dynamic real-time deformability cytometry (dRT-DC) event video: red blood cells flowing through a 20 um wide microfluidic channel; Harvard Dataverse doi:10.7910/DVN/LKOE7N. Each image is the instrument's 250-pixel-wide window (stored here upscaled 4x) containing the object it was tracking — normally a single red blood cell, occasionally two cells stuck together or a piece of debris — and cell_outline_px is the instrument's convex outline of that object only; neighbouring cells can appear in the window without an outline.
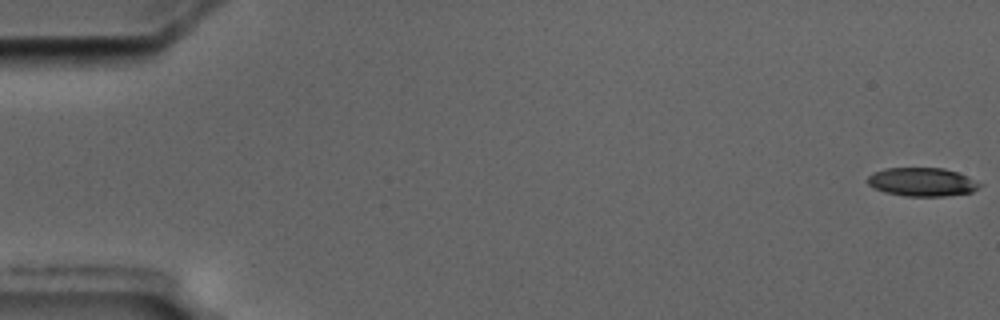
{"species": "common noctule bat (a hibernating species)", "species_latin": "Nyctalus noctula", "temperature_condition": "cold", "stored_images_in_passage": 6, "camera_frame_rate_fps": 3000, "um_per_image_px": 0.085, "animal": {"sex": "male", "body_mass_g": 17.5, "forearm_length_mm": 52.3}, "frame": {"image": 1, "passage_image": 1, "time_ms": 0.0, "image_size_px": [1000, 320], "cell_outline_px": [[980, 184], [972, 192], [944, 196], [904, 196], [884, 192], [868, 184], [868, 176], [872, 172], [884, 168], [944, 168], [968, 176]], "centroid_in_image_um": [78.33, 15.46], "position_along_channel_um": 6.7, "area_um2": 18.5}}
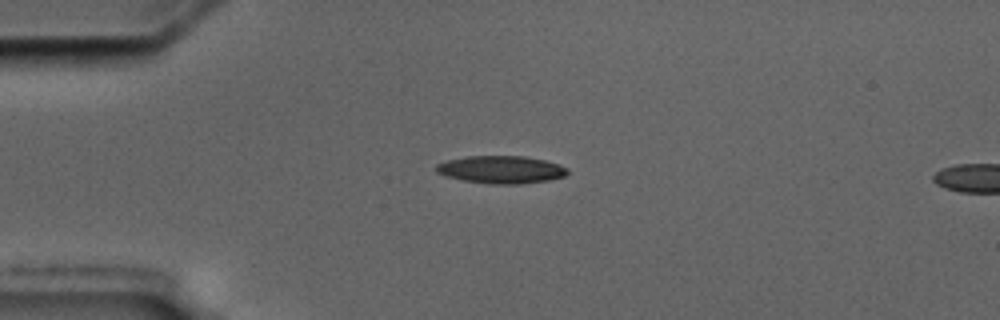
{"frame": {"image": 2, "passage_image": 5, "time_ms": 4.667, "image_size_px": [1000, 320], "cell_outline_px": [[568, 172], [564, 176], [548, 180], [520, 184], [488, 184], [464, 180], [444, 176], [436, 172], [436, 164], [448, 160], [468, 156], [524, 156], [544, 160], [560, 164], [568, 168]], "centroid_in_image_um": [42.59, 14.42], "position_along_channel_um": 42.4, "area_um2": 21.15}}